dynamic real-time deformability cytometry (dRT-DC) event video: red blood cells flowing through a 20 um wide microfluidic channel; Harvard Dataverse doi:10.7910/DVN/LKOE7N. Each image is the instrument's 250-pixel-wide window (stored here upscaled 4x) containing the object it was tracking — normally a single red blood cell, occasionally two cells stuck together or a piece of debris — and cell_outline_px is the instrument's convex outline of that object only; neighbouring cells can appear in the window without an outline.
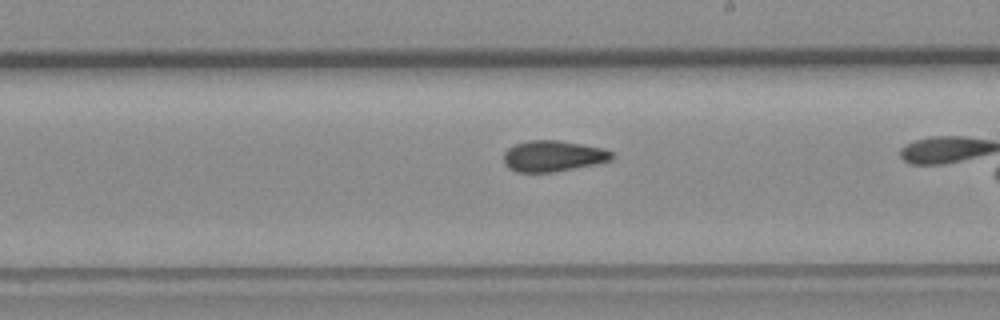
{"species": "common noctule bat (a hibernating species)", "species_latin": "Nyctalus noctula", "temperature_condition": "room temperature", "stored_images_in_passage": 17, "camera_frame_rate_fps": 3000, "um_per_image_px": 0.085, "animal": {"sex": "female", "body_mass_g": 19.3, "forearm_length_mm": 54.1}, "frame": {"image": 1, "passage_image": 15, "time_ms": 4.667, "image_size_px": [1000, 320], "cell_outline_px": [[616, 156], [612, 160], [596, 164], [552, 172], [516, 172], [508, 168], [504, 164], [504, 152], [508, 148], [516, 144], [528, 140], [560, 140], [604, 148], [612, 152]], "centroid_in_image_um": [47.03, 13.26], "position_along_channel_um": 242.0, "area_um2": 19.71}}